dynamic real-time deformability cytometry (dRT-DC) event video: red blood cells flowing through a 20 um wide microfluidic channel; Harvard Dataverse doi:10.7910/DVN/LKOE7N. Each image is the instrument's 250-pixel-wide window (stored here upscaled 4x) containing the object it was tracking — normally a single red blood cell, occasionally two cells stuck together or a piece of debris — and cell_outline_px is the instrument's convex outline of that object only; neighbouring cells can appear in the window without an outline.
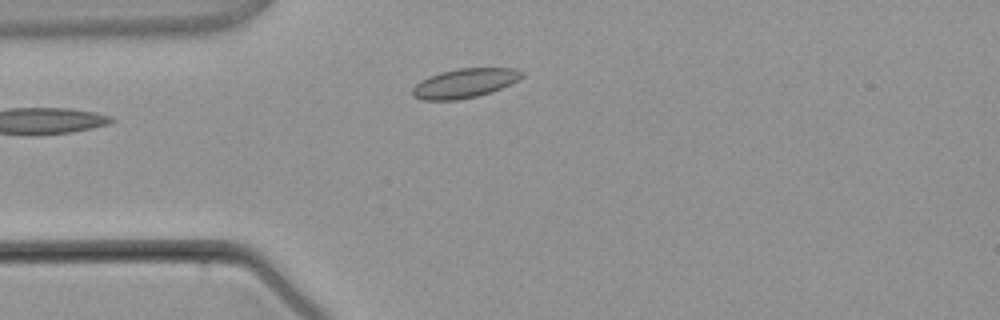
{"species": "common noctule bat (a hibernating species)", "species_latin": "Nyctalus noctula", "temperature_condition": "warm", "stored_images_in_passage": 1, "camera_frame_rate_fps": 3000, "um_per_image_px": 0.085, "animal": {"sex": "male", "body_mass_g": 21.5, "forearm_length_mm": 52.0}, "frame": {"image": 1, "passage_image": 1, "time_ms": 0.0, "image_size_px": [1000, 320], "cell_outline_px": [[524, 76], [520, 80], [492, 92], [476, 96], [456, 100], [420, 100], [412, 96], [412, 88], [420, 80], [428, 76], [440, 72], [456, 68], [516, 68], [524, 72]], "centroid_in_image_um": [39.5, 7.06], "position_along_channel_um": 45.5, "area_um2": 18.96}}